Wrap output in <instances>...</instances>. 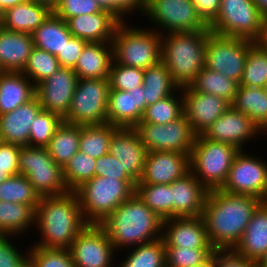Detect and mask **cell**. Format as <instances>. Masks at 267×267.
I'll use <instances>...</instances> for the list:
<instances>
[{"label": "cell", "mask_w": 267, "mask_h": 267, "mask_svg": "<svg viewBox=\"0 0 267 267\" xmlns=\"http://www.w3.org/2000/svg\"><path fill=\"white\" fill-rule=\"evenodd\" d=\"M263 201L251 195L210 190L202 217L208 238L217 249H234L240 242L253 212Z\"/></svg>", "instance_id": "1"}, {"label": "cell", "mask_w": 267, "mask_h": 267, "mask_svg": "<svg viewBox=\"0 0 267 267\" xmlns=\"http://www.w3.org/2000/svg\"><path fill=\"white\" fill-rule=\"evenodd\" d=\"M88 224L75 191L41 197L35 215L36 234L41 238L31 246L69 249Z\"/></svg>", "instance_id": "2"}, {"label": "cell", "mask_w": 267, "mask_h": 267, "mask_svg": "<svg viewBox=\"0 0 267 267\" xmlns=\"http://www.w3.org/2000/svg\"><path fill=\"white\" fill-rule=\"evenodd\" d=\"M99 225L119 252L161 238L163 220L134 193Z\"/></svg>", "instance_id": "3"}, {"label": "cell", "mask_w": 267, "mask_h": 267, "mask_svg": "<svg viewBox=\"0 0 267 267\" xmlns=\"http://www.w3.org/2000/svg\"><path fill=\"white\" fill-rule=\"evenodd\" d=\"M209 31L171 32L161 35V61L179 89L190 87L205 67Z\"/></svg>", "instance_id": "4"}, {"label": "cell", "mask_w": 267, "mask_h": 267, "mask_svg": "<svg viewBox=\"0 0 267 267\" xmlns=\"http://www.w3.org/2000/svg\"><path fill=\"white\" fill-rule=\"evenodd\" d=\"M134 179H117L94 176L75 190L82 214L89 224H100L121 203L134 193Z\"/></svg>", "instance_id": "5"}, {"label": "cell", "mask_w": 267, "mask_h": 267, "mask_svg": "<svg viewBox=\"0 0 267 267\" xmlns=\"http://www.w3.org/2000/svg\"><path fill=\"white\" fill-rule=\"evenodd\" d=\"M120 22L113 35V61L146 70L161 62V34L152 28Z\"/></svg>", "instance_id": "6"}, {"label": "cell", "mask_w": 267, "mask_h": 267, "mask_svg": "<svg viewBox=\"0 0 267 267\" xmlns=\"http://www.w3.org/2000/svg\"><path fill=\"white\" fill-rule=\"evenodd\" d=\"M240 149L197 135L190 154V171L210 191L225 183Z\"/></svg>", "instance_id": "7"}, {"label": "cell", "mask_w": 267, "mask_h": 267, "mask_svg": "<svg viewBox=\"0 0 267 267\" xmlns=\"http://www.w3.org/2000/svg\"><path fill=\"white\" fill-rule=\"evenodd\" d=\"M265 17L253 0H221L218 16L209 26L215 34L259 42Z\"/></svg>", "instance_id": "8"}, {"label": "cell", "mask_w": 267, "mask_h": 267, "mask_svg": "<svg viewBox=\"0 0 267 267\" xmlns=\"http://www.w3.org/2000/svg\"><path fill=\"white\" fill-rule=\"evenodd\" d=\"M18 167L19 174L27 177L40 197L69 192L63 168L53 160L46 147L21 146Z\"/></svg>", "instance_id": "9"}, {"label": "cell", "mask_w": 267, "mask_h": 267, "mask_svg": "<svg viewBox=\"0 0 267 267\" xmlns=\"http://www.w3.org/2000/svg\"><path fill=\"white\" fill-rule=\"evenodd\" d=\"M109 79H79L63 121L76 125L108 123Z\"/></svg>", "instance_id": "10"}, {"label": "cell", "mask_w": 267, "mask_h": 267, "mask_svg": "<svg viewBox=\"0 0 267 267\" xmlns=\"http://www.w3.org/2000/svg\"><path fill=\"white\" fill-rule=\"evenodd\" d=\"M145 18L159 34L209 30L192 0H146ZM156 25V26H155Z\"/></svg>", "instance_id": "11"}, {"label": "cell", "mask_w": 267, "mask_h": 267, "mask_svg": "<svg viewBox=\"0 0 267 267\" xmlns=\"http://www.w3.org/2000/svg\"><path fill=\"white\" fill-rule=\"evenodd\" d=\"M254 43L249 39L222 36L209 31L205 67L240 84L248 51Z\"/></svg>", "instance_id": "12"}, {"label": "cell", "mask_w": 267, "mask_h": 267, "mask_svg": "<svg viewBox=\"0 0 267 267\" xmlns=\"http://www.w3.org/2000/svg\"><path fill=\"white\" fill-rule=\"evenodd\" d=\"M240 150L220 190L231 194L251 195L267 201V160Z\"/></svg>", "instance_id": "13"}, {"label": "cell", "mask_w": 267, "mask_h": 267, "mask_svg": "<svg viewBox=\"0 0 267 267\" xmlns=\"http://www.w3.org/2000/svg\"><path fill=\"white\" fill-rule=\"evenodd\" d=\"M134 128L148 152L171 151L190 155L197 136L184 114L168 124L138 123Z\"/></svg>", "instance_id": "14"}, {"label": "cell", "mask_w": 267, "mask_h": 267, "mask_svg": "<svg viewBox=\"0 0 267 267\" xmlns=\"http://www.w3.org/2000/svg\"><path fill=\"white\" fill-rule=\"evenodd\" d=\"M69 250L75 267L117 265L114 263L116 250L99 224H88L74 239Z\"/></svg>", "instance_id": "15"}, {"label": "cell", "mask_w": 267, "mask_h": 267, "mask_svg": "<svg viewBox=\"0 0 267 267\" xmlns=\"http://www.w3.org/2000/svg\"><path fill=\"white\" fill-rule=\"evenodd\" d=\"M264 132L245 113L232 106L222 114L203 134L208 140L228 143L240 150H245V143L252 142ZM248 141V142H247Z\"/></svg>", "instance_id": "16"}, {"label": "cell", "mask_w": 267, "mask_h": 267, "mask_svg": "<svg viewBox=\"0 0 267 267\" xmlns=\"http://www.w3.org/2000/svg\"><path fill=\"white\" fill-rule=\"evenodd\" d=\"M79 78L73 68L60 67L53 75L36 85V97L42 109L59 114L68 113Z\"/></svg>", "instance_id": "17"}, {"label": "cell", "mask_w": 267, "mask_h": 267, "mask_svg": "<svg viewBox=\"0 0 267 267\" xmlns=\"http://www.w3.org/2000/svg\"><path fill=\"white\" fill-rule=\"evenodd\" d=\"M181 90L184 115L196 135H202L231 107V103L225 98L193 91L190 87Z\"/></svg>", "instance_id": "18"}, {"label": "cell", "mask_w": 267, "mask_h": 267, "mask_svg": "<svg viewBox=\"0 0 267 267\" xmlns=\"http://www.w3.org/2000/svg\"><path fill=\"white\" fill-rule=\"evenodd\" d=\"M190 171V155L171 151L148 152L137 184H171Z\"/></svg>", "instance_id": "19"}, {"label": "cell", "mask_w": 267, "mask_h": 267, "mask_svg": "<svg viewBox=\"0 0 267 267\" xmlns=\"http://www.w3.org/2000/svg\"><path fill=\"white\" fill-rule=\"evenodd\" d=\"M109 153L136 182L140 180L148 151L135 128L118 127L113 132Z\"/></svg>", "instance_id": "20"}, {"label": "cell", "mask_w": 267, "mask_h": 267, "mask_svg": "<svg viewBox=\"0 0 267 267\" xmlns=\"http://www.w3.org/2000/svg\"><path fill=\"white\" fill-rule=\"evenodd\" d=\"M162 238L165 247L214 248L202 216L163 220Z\"/></svg>", "instance_id": "21"}, {"label": "cell", "mask_w": 267, "mask_h": 267, "mask_svg": "<svg viewBox=\"0 0 267 267\" xmlns=\"http://www.w3.org/2000/svg\"><path fill=\"white\" fill-rule=\"evenodd\" d=\"M208 194L191 171L175 180L171 183L172 218L202 216Z\"/></svg>", "instance_id": "22"}, {"label": "cell", "mask_w": 267, "mask_h": 267, "mask_svg": "<svg viewBox=\"0 0 267 267\" xmlns=\"http://www.w3.org/2000/svg\"><path fill=\"white\" fill-rule=\"evenodd\" d=\"M144 93L143 85L132 91L110 90L108 123L116 127L134 128L145 111Z\"/></svg>", "instance_id": "23"}, {"label": "cell", "mask_w": 267, "mask_h": 267, "mask_svg": "<svg viewBox=\"0 0 267 267\" xmlns=\"http://www.w3.org/2000/svg\"><path fill=\"white\" fill-rule=\"evenodd\" d=\"M41 110L42 107L35 96L12 112L0 115V141L30 146V128Z\"/></svg>", "instance_id": "24"}, {"label": "cell", "mask_w": 267, "mask_h": 267, "mask_svg": "<svg viewBox=\"0 0 267 267\" xmlns=\"http://www.w3.org/2000/svg\"><path fill=\"white\" fill-rule=\"evenodd\" d=\"M73 36L86 42H112L116 27L120 21L108 11L95 14H82L67 21Z\"/></svg>", "instance_id": "25"}, {"label": "cell", "mask_w": 267, "mask_h": 267, "mask_svg": "<svg viewBox=\"0 0 267 267\" xmlns=\"http://www.w3.org/2000/svg\"><path fill=\"white\" fill-rule=\"evenodd\" d=\"M34 48L32 34L0 28V69L22 72Z\"/></svg>", "instance_id": "26"}, {"label": "cell", "mask_w": 267, "mask_h": 267, "mask_svg": "<svg viewBox=\"0 0 267 267\" xmlns=\"http://www.w3.org/2000/svg\"><path fill=\"white\" fill-rule=\"evenodd\" d=\"M112 62V42H88L73 69L79 79H109Z\"/></svg>", "instance_id": "27"}, {"label": "cell", "mask_w": 267, "mask_h": 267, "mask_svg": "<svg viewBox=\"0 0 267 267\" xmlns=\"http://www.w3.org/2000/svg\"><path fill=\"white\" fill-rule=\"evenodd\" d=\"M234 250L258 263L267 252V201L253 212L240 242Z\"/></svg>", "instance_id": "28"}, {"label": "cell", "mask_w": 267, "mask_h": 267, "mask_svg": "<svg viewBox=\"0 0 267 267\" xmlns=\"http://www.w3.org/2000/svg\"><path fill=\"white\" fill-rule=\"evenodd\" d=\"M53 12L44 4L26 0L4 10L2 27L13 32L32 34Z\"/></svg>", "instance_id": "29"}, {"label": "cell", "mask_w": 267, "mask_h": 267, "mask_svg": "<svg viewBox=\"0 0 267 267\" xmlns=\"http://www.w3.org/2000/svg\"><path fill=\"white\" fill-rule=\"evenodd\" d=\"M36 95V86L22 72L0 73V115L12 112Z\"/></svg>", "instance_id": "30"}, {"label": "cell", "mask_w": 267, "mask_h": 267, "mask_svg": "<svg viewBox=\"0 0 267 267\" xmlns=\"http://www.w3.org/2000/svg\"><path fill=\"white\" fill-rule=\"evenodd\" d=\"M67 22L53 12L32 33L34 47L57 56L72 37Z\"/></svg>", "instance_id": "31"}, {"label": "cell", "mask_w": 267, "mask_h": 267, "mask_svg": "<svg viewBox=\"0 0 267 267\" xmlns=\"http://www.w3.org/2000/svg\"><path fill=\"white\" fill-rule=\"evenodd\" d=\"M36 210L31 205L0 201V235L22 236L35 227Z\"/></svg>", "instance_id": "32"}, {"label": "cell", "mask_w": 267, "mask_h": 267, "mask_svg": "<svg viewBox=\"0 0 267 267\" xmlns=\"http://www.w3.org/2000/svg\"><path fill=\"white\" fill-rule=\"evenodd\" d=\"M231 106L250 117L263 132L267 130V93L265 88L239 85Z\"/></svg>", "instance_id": "33"}, {"label": "cell", "mask_w": 267, "mask_h": 267, "mask_svg": "<svg viewBox=\"0 0 267 267\" xmlns=\"http://www.w3.org/2000/svg\"><path fill=\"white\" fill-rule=\"evenodd\" d=\"M80 125L63 121L56 129L46 149L53 160L62 168L79 151Z\"/></svg>", "instance_id": "34"}, {"label": "cell", "mask_w": 267, "mask_h": 267, "mask_svg": "<svg viewBox=\"0 0 267 267\" xmlns=\"http://www.w3.org/2000/svg\"><path fill=\"white\" fill-rule=\"evenodd\" d=\"M143 89L146 109L147 106L173 94L179 88L175 85L169 70L161 61L144 70Z\"/></svg>", "instance_id": "35"}, {"label": "cell", "mask_w": 267, "mask_h": 267, "mask_svg": "<svg viewBox=\"0 0 267 267\" xmlns=\"http://www.w3.org/2000/svg\"><path fill=\"white\" fill-rule=\"evenodd\" d=\"M117 128L109 123L80 125L79 151L95 159L109 153L113 132Z\"/></svg>", "instance_id": "36"}, {"label": "cell", "mask_w": 267, "mask_h": 267, "mask_svg": "<svg viewBox=\"0 0 267 267\" xmlns=\"http://www.w3.org/2000/svg\"><path fill=\"white\" fill-rule=\"evenodd\" d=\"M125 254L116 267H165V243L163 238L149 243L139 244ZM131 250V251H130Z\"/></svg>", "instance_id": "37"}, {"label": "cell", "mask_w": 267, "mask_h": 267, "mask_svg": "<svg viewBox=\"0 0 267 267\" xmlns=\"http://www.w3.org/2000/svg\"><path fill=\"white\" fill-rule=\"evenodd\" d=\"M239 84L223 74L204 67L190 86L193 91L213 94L233 102Z\"/></svg>", "instance_id": "38"}, {"label": "cell", "mask_w": 267, "mask_h": 267, "mask_svg": "<svg viewBox=\"0 0 267 267\" xmlns=\"http://www.w3.org/2000/svg\"><path fill=\"white\" fill-rule=\"evenodd\" d=\"M183 114V95L182 90L178 89L173 94L147 106L140 123L168 124Z\"/></svg>", "instance_id": "39"}, {"label": "cell", "mask_w": 267, "mask_h": 267, "mask_svg": "<svg viewBox=\"0 0 267 267\" xmlns=\"http://www.w3.org/2000/svg\"><path fill=\"white\" fill-rule=\"evenodd\" d=\"M239 85L264 88L267 85V48L255 42L249 49Z\"/></svg>", "instance_id": "40"}, {"label": "cell", "mask_w": 267, "mask_h": 267, "mask_svg": "<svg viewBox=\"0 0 267 267\" xmlns=\"http://www.w3.org/2000/svg\"><path fill=\"white\" fill-rule=\"evenodd\" d=\"M135 193L162 220L172 218L171 184H136Z\"/></svg>", "instance_id": "41"}, {"label": "cell", "mask_w": 267, "mask_h": 267, "mask_svg": "<svg viewBox=\"0 0 267 267\" xmlns=\"http://www.w3.org/2000/svg\"><path fill=\"white\" fill-rule=\"evenodd\" d=\"M40 198L27 177L21 174L0 183V201L31 205L36 210Z\"/></svg>", "instance_id": "42"}, {"label": "cell", "mask_w": 267, "mask_h": 267, "mask_svg": "<svg viewBox=\"0 0 267 267\" xmlns=\"http://www.w3.org/2000/svg\"><path fill=\"white\" fill-rule=\"evenodd\" d=\"M96 159L78 151L63 167V177L69 191H75L95 176Z\"/></svg>", "instance_id": "43"}, {"label": "cell", "mask_w": 267, "mask_h": 267, "mask_svg": "<svg viewBox=\"0 0 267 267\" xmlns=\"http://www.w3.org/2000/svg\"><path fill=\"white\" fill-rule=\"evenodd\" d=\"M59 68V61L56 56L34 47L22 73L36 86L53 75Z\"/></svg>", "instance_id": "44"}, {"label": "cell", "mask_w": 267, "mask_h": 267, "mask_svg": "<svg viewBox=\"0 0 267 267\" xmlns=\"http://www.w3.org/2000/svg\"><path fill=\"white\" fill-rule=\"evenodd\" d=\"M62 122L59 114L42 109L30 128V146L46 147Z\"/></svg>", "instance_id": "45"}, {"label": "cell", "mask_w": 267, "mask_h": 267, "mask_svg": "<svg viewBox=\"0 0 267 267\" xmlns=\"http://www.w3.org/2000/svg\"><path fill=\"white\" fill-rule=\"evenodd\" d=\"M215 248L165 247L166 267H192L207 260Z\"/></svg>", "instance_id": "46"}, {"label": "cell", "mask_w": 267, "mask_h": 267, "mask_svg": "<svg viewBox=\"0 0 267 267\" xmlns=\"http://www.w3.org/2000/svg\"><path fill=\"white\" fill-rule=\"evenodd\" d=\"M29 264L31 267H75L69 249H48L30 247Z\"/></svg>", "instance_id": "47"}, {"label": "cell", "mask_w": 267, "mask_h": 267, "mask_svg": "<svg viewBox=\"0 0 267 267\" xmlns=\"http://www.w3.org/2000/svg\"><path fill=\"white\" fill-rule=\"evenodd\" d=\"M143 79V69L112 62L109 74L110 90L132 91L143 85Z\"/></svg>", "instance_id": "48"}, {"label": "cell", "mask_w": 267, "mask_h": 267, "mask_svg": "<svg viewBox=\"0 0 267 267\" xmlns=\"http://www.w3.org/2000/svg\"><path fill=\"white\" fill-rule=\"evenodd\" d=\"M16 236L0 235V267H25L29 264L30 246H27L25 251H20L16 246V242L12 244ZM12 241H11V240Z\"/></svg>", "instance_id": "49"}, {"label": "cell", "mask_w": 267, "mask_h": 267, "mask_svg": "<svg viewBox=\"0 0 267 267\" xmlns=\"http://www.w3.org/2000/svg\"><path fill=\"white\" fill-rule=\"evenodd\" d=\"M103 11L96 0H59L53 13L67 21L82 14H95Z\"/></svg>", "instance_id": "50"}, {"label": "cell", "mask_w": 267, "mask_h": 267, "mask_svg": "<svg viewBox=\"0 0 267 267\" xmlns=\"http://www.w3.org/2000/svg\"><path fill=\"white\" fill-rule=\"evenodd\" d=\"M95 176L117 179H133L125 171L121 162L110 153L96 159Z\"/></svg>", "instance_id": "51"}, {"label": "cell", "mask_w": 267, "mask_h": 267, "mask_svg": "<svg viewBox=\"0 0 267 267\" xmlns=\"http://www.w3.org/2000/svg\"><path fill=\"white\" fill-rule=\"evenodd\" d=\"M20 145L0 141V175L19 174L18 156Z\"/></svg>", "instance_id": "52"}, {"label": "cell", "mask_w": 267, "mask_h": 267, "mask_svg": "<svg viewBox=\"0 0 267 267\" xmlns=\"http://www.w3.org/2000/svg\"><path fill=\"white\" fill-rule=\"evenodd\" d=\"M87 43L81 38L72 36L56 56L60 67L74 68Z\"/></svg>", "instance_id": "53"}, {"label": "cell", "mask_w": 267, "mask_h": 267, "mask_svg": "<svg viewBox=\"0 0 267 267\" xmlns=\"http://www.w3.org/2000/svg\"><path fill=\"white\" fill-rule=\"evenodd\" d=\"M256 264L234 249L215 250V267H254Z\"/></svg>", "instance_id": "54"}, {"label": "cell", "mask_w": 267, "mask_h": 267, "mask_svg": "<svg viewBox=\"0 0 267 267\" xmlns=\"http://www.w3.org/2000/svg\"><path fill=\"white\" fill-rule=\"evenodd\" d=\"M146 9V0H114V16L120 22H128V17L131 16L134 12L144 15ZM137 11V12H136Z\"/></svg>", "instance_id": "55"}, {"label": "cell", "mask_w": 267, "mask_h": 267, "mask_svg": "<svg viewBox=\"0 0 267 267\" xmlns=\"http://www.w3.org/2000/svg\"><path fill=\"white\" fill-rule=\"evenodd\" d=\"M198 16L209 27L217 18L221 0H192Z\"/></svg>", "instance_id": "56"}, {"label": "cell", "mask_w": 267, "mask_h": 267, "mask_svg": "<svg viewBox=\"0 0 267 267\" xmlns=\"http://www.w3.org/2000/svg\"><path fill=\"white\" fill-rule=\"evenodd\" d=\"M102 10L114 15V0H96Z\"/></svg>", "instance_id": "57"}, {"label": "cell", "mask_w": 267, "mask_h": 267, "mask_svg": "<svg viewBox=\"0 0 267 267\" xmlns=\"http://www.w3.org/2000/svg\"><path fill=\"white\" fill-rule=\"evenodd\" d=\"M25 1L26 0H0V5L5 10L11 6H15V5L23 3Z\"/></svg>", "instance_id": "58"}, {"label": "cell", "mask_w": 267, "mask_h": 267, "mask_svg": "<svg viewBox=\"0 0 267 267\" xmlns=\"http://www.w3.org/2000/svg\"><path fill=\"white\" fill-rule=\"evenodd\" d=\"M264 17H267V0H253Z\"/></svg>", "instance_id": "59"}, {"label": "cell", "mask_w": 267, "mask_h": 267, "mask_svg": "<svg viewBox=\"0 0 267 267\" xmlns=\"http://www.w3.org/2000/svg\"><path fill=\"white\" fill-rule=\"evenodd\" d=\"M192 267H215V251L207 260Z\"/></svg>", "instance_id": "60"}, {"label": "cell", "mask_w": 267, "mask_h": 267, "mask_svg": "<svg viewBox=\"0 0 267 267\" xmlns=\"http://www.w3.org/2000/svg\"><path fill=\"white\" fill-rule=\"evenodd\" d=\"M29 1L37 2L39 4H44L51 10H53L56 7L59 0H29Z\"/></svg>", "instance_id": "61"}, {"label": "cell", "mask_w": 267, "mask_h": 267, "mask_svg": "<svg viewBox=\"0 0 267 267\" xmlns=\"http://www.w3.org/2000/svg\"><path fill=\"white\" fill-rule=\"evenodd\" d=\"M265 48H267V17H265L264 20V33L263 36L261 38V40L259 41Z\"/></svg>", "instance_id": "62"}, {"label": "cell", "mask_w": 267, "mask_h": 267, "mask_svg": "<svg viewBox=\"0 0 267 267\" xmlns=\"http://www.w3.org/2000/svg\"><path fill=\"white\" fill-rule=\"evenodd\" d=\"M261 267H267V252L265 256L258 262Z\"/></svg>", "instance_id": "63"}, {"label": "cell", "mask_w": 267, "mask_h": 267, "mask_svg": "<svg viewBox=\"0 0 267 267\" xmlns=\"http://www.w3.org/2000/svg\"><path fill=\"white\" fill-rule=\"evenodd\" d=\"M3 16H4V9L0 5V22L1 23H2V20H3Z\"/></svg>", "instance_id": "64"}, {"label": "cell", "mask_w": 267, "mask_h": 267, "mask_svg": "<svg viewBox=\"0 0 267 267\" xmlns=\"http://www.w3.org/2000/svg\"><path fill=\"white\" fill-rule=\"evenodd\" d=\"M10 176L9 175H0V183L4 180H7Z\"/></svg>", "instance_id": "65"}, {"label": "cell", "mask_w": 267, "mask_h": 267, "mask_svg": "<svg viewBox=\"0 0 267 267\" xmlns=\"http://www.w3.org/2000/svg\"><path fill=\"white\" fill-rule=\"evenodd\" d=\"M254 267H261L258 263Z\"/></svg>", "instance_id": "66"}]
</instances>
